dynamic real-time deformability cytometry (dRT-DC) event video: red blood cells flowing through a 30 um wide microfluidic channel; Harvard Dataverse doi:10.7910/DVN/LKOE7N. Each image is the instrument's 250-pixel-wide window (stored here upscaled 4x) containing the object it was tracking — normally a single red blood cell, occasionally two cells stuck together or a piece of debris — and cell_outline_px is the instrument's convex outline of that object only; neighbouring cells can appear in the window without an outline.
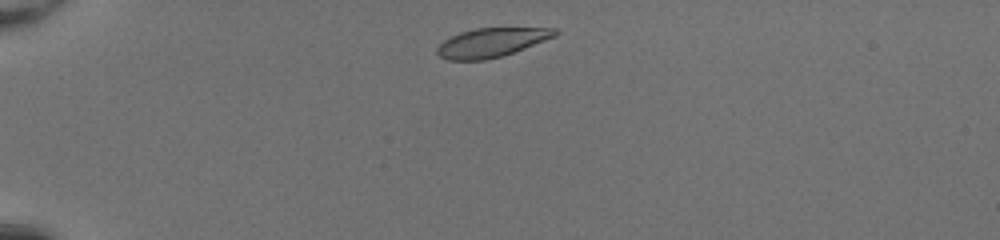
{"species": "common noctule bat (a hibernating species)", "species_latin": "Nyctalus noctula", "temperature_condition": "room temperature", "stored_images_in_passage": 39, "camera_frame_rate_fps": 3000, "um_per_image_px": 0.085, "animal": {"sex": "female", "body_mass_g": 20.0, "forearm_length_mm": 54.0}, "frame": {"image": 1, "passage_image": 2, "time_ms": 0.333, "image_size_px": [1000, 240], "cell_outline_px": [[560, 32], [556, 36], [504, 56], [484, 60], [448, 60], [440, 56], [436, 52], [436, 48], [444, 40], [460, 32], [476, 28], [556, 28]], "centroid_in_image_um": [41.79, 3.62], "position_along_channel_um": 43.2, "area_um2": 19.94}}
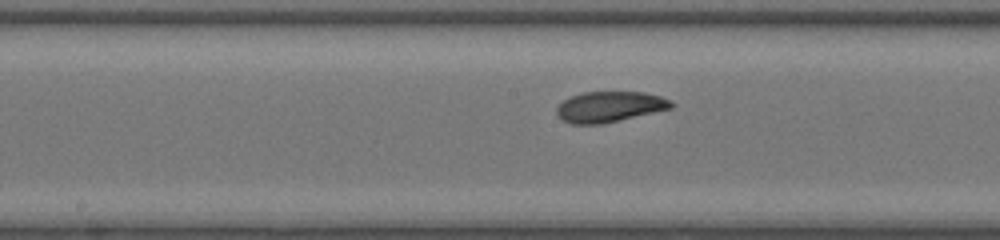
{"frame": {"image": 2, "passage_image": 17, "time_ms": 5.333, "image_size_px": [1000, 240], "cell_outline_px": [[676, 104], [672, 108], [604, 124], [572, 124], [556, 116], [556, 108], [564, 100], [572, 96], [584, 92], [644, 92], [660, 96]], "centroid_in_image_um": [51.81, 9.08], "position_along_channel_um": 196.4, "area_um2": 20.46}}
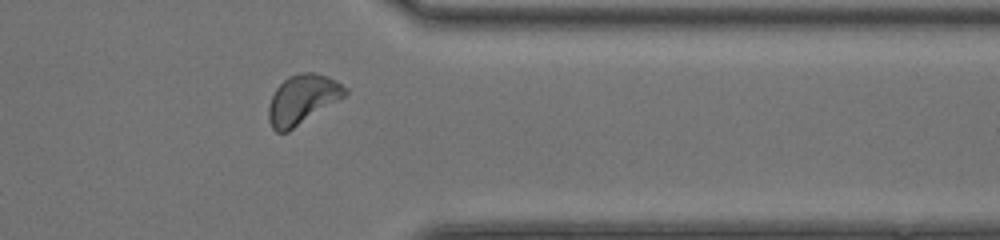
{"frame": {"image": 3, "passage_image": 31, "time_ms": 10.0, "image_size_px": [1000, 240], "cell_outline_px": [[348, 92], [344, 96], [288, 132], [276, 132], [272, 128], [268, 120], [268, 104], [276, 88], [288, 76], [300, 72], [316, 72], [336, 80], [348, 88]], "centroid_in_image_um": [25.68, 8.44], "position_along_channel_um": 385.7, "area_um2": 21.96}, "authors_computed_cell_mechanics": {"area_um2": 20.7502, "velocity_mm_per_s": 4.1368, "shape_relaxation_time_tau1_ms": 2.0693, "shape_relaxation_time_tau2_ms": 2.1021, "deformation_change_tau1": 0.1302, "deformation_change_tau2": 0.0888}}